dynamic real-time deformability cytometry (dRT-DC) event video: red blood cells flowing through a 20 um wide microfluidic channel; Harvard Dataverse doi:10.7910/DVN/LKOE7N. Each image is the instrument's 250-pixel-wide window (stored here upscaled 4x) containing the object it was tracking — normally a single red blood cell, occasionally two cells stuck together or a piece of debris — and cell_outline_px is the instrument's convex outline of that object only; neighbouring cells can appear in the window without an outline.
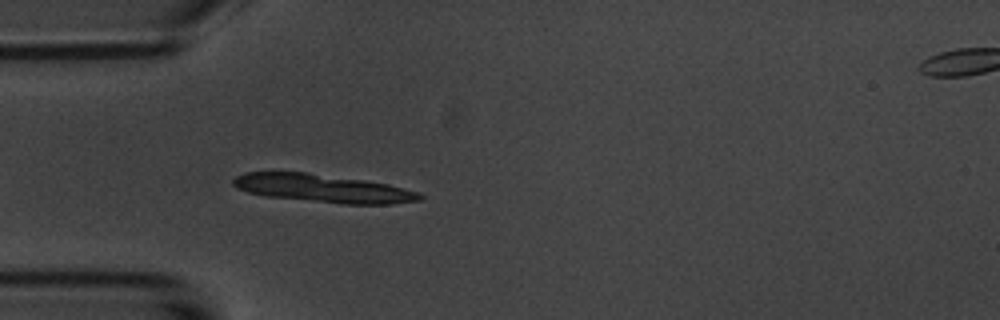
{"species": "common noctule bat (a hibernating species)", "species_latin": "Nyctalus noctula", "temperature_condition": "room temperature", "stored_images_in_passage": 5, "camera_frame_rate_fps": 3000, "um_per_image_px": 0.085, "animal": {"sex": "male", "body_mass_g": 20.1, "forearm_length_mm": 53.5}, "frame": {"image": 1, "passage_image": 4, "time_ms": 3.333, "image_size_px": [1000, 320], "cell_outline_px": [[424, 196], [420, 200], [388, 204], [344, 204], [264, 196], [248, 192], [236, 188], [232, 184], [232, 180], [236, 176], [244, 172], [308, 172], [364, 180], [388, 184], [420, 192]], "centroid_in_image_um": [27.43, 16.01], "position_along_channel_um": 57.6, "area_um2": 30.58}}